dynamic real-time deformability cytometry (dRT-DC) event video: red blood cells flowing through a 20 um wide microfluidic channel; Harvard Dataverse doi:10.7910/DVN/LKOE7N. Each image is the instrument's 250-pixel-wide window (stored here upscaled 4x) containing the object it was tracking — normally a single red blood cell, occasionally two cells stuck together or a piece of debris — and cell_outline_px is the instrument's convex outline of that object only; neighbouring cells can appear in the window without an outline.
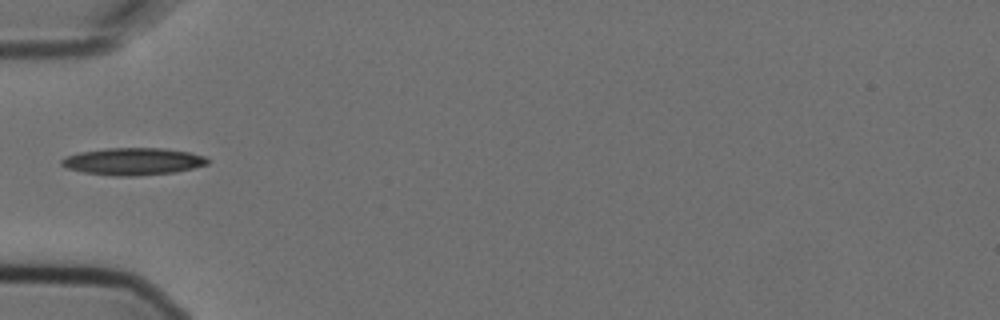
{"species": "Egyptian fruit bat (a non-hibernating species)", "species_latin": "Rousettus aegyptiacus", "temperature_condition": "cold", "stored_images_in_passage": 6, "camera_frame_rate_fps": 3000, "um_per_image_px": 0.085, "animal": {"sex": "female"}, "frame": {"image": 1, "passage_image": 5, "time_ms": 1.333, "image_size_px": [1000, 320], "cell_outline_px": [[208, 164], [176, 172], [136, 176], [112, 176], [84, 172], [68, 168], [60, 164], [60, 160], [68, 156], [80, 152], [104, 148], [164, 148], [188, 152], [204, 156], [208, 160]], "centroid_in_image_um": [11.3, 13.72], "position_along_channel_um": 73.7, "area_um2": 23.06}}
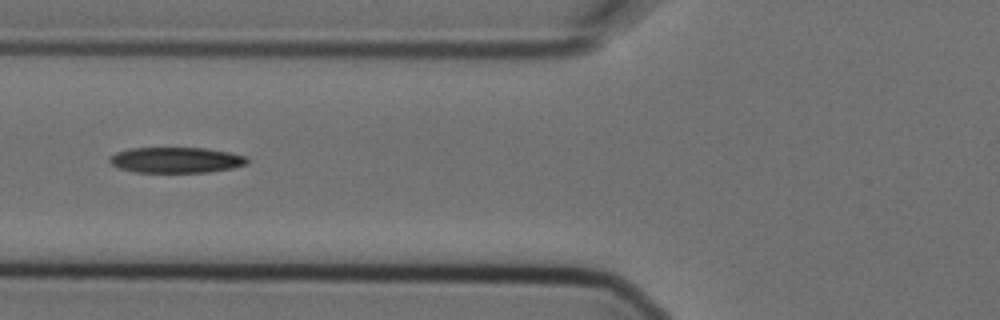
{"frame": {"image": 2, "passage_image": 6, "time_ms": 1.667, "image_size_px": [1000, 320], "cell_outline_px": [[248, 164], [232, 168], [208, 172], [132, 172], [116, 168], [108, 160], [116, 152], [132, 148], [204, 148], [228, 152], [244, 156], [248, 160]], "centroid_in_image_um": [14.94, 13.61], "position_along_channel_um": 110.9, "area_um2": 20.52}}